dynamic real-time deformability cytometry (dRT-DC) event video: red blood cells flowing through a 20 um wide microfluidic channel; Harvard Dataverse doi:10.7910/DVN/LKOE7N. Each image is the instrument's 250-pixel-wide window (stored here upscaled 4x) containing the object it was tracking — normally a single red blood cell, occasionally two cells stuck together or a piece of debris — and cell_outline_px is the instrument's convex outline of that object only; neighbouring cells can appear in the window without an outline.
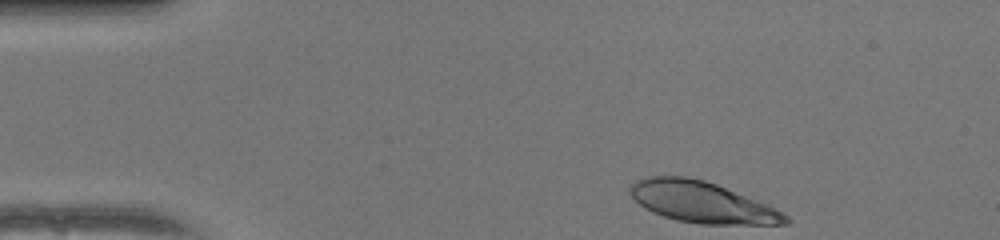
{"species": "human", "species_latin": "Homo sapiens", "temperature_condition": "warm", "stored_images_in_passage": 44, "camera_frame_rate_fps": 3000, "um_per_image_px": 0.085, "donor": {"sex": "female"}, "frame": {"image": 1, "passage_image": 1, "time_ms": 0.0, "image_size_px": [1000, 240], "cell_outline_px": [[792, 220], [788, 224], [700, 224], [676, 220], [652, 212], [644, 208], [628, 192], [632, 184], [636, 180], [648, 176], [684, 176], [704, 180], [716, 184], [764, 204], [788, 216]], "centroid_in_image_um": [59.61, 17.19], "position_along_channel_um": 25.4, "area_um2": 36.65}}
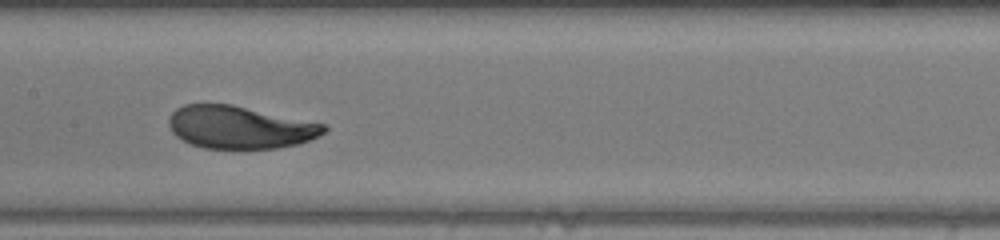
{"frame": {"image": 2, "passage_image": 19, "time_ms": 6.0, "image_size_px": [1000, 240], "cell_outline_px": [[328, 128], [324, 132], [300, 144], [280, 148], [204, 148], [192, 144], [176, 136], [172, 132], [168, 124], [168, 120], [172, 112], [176, 108], [184, 104], [232, 104], [328, 124]], "centroid_in_image_um": [20.4, 10.81], "position_along_channel_um": 187.0, "area_um2": 38.67}}
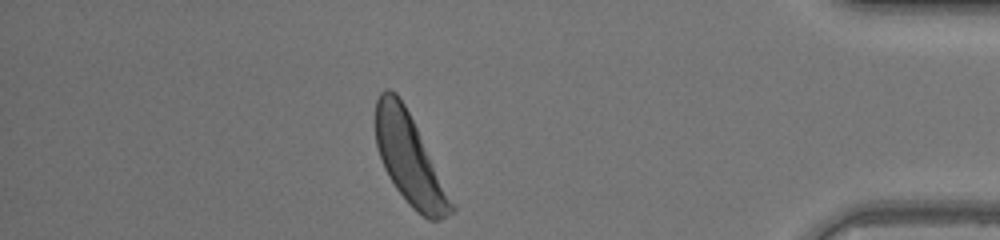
{"frame": {"image": 3, "passage_image": 38, "time_ms": 12.333, "image_size_px": [1000, 240], "cell_outline_px": [[456, 208], [452, 212], [440, 220], [428, 220], [416, 212], [408, 204], [396, 188], [388, 176], [384, 168], [376, 144], [376, 100], [380, 92], [384, 88], [388, 88], [396, 92], [404, 104]], "centroid_in_image_um": [34.78, 13.55], "position_along_channel_um": 400.4, "area_um2": 38.73}, "authors_computed_cell_mechanics": {"area_um2": 38.7838, "velocity_mm_per_s": 4.0176, "shape_relaxation_time_tau1_ms": 5.0638, "shape_relaxation_time_tau2_ms": null, "deformation_change_tau1": 0.2399, "deformation_change_tau2": null}}